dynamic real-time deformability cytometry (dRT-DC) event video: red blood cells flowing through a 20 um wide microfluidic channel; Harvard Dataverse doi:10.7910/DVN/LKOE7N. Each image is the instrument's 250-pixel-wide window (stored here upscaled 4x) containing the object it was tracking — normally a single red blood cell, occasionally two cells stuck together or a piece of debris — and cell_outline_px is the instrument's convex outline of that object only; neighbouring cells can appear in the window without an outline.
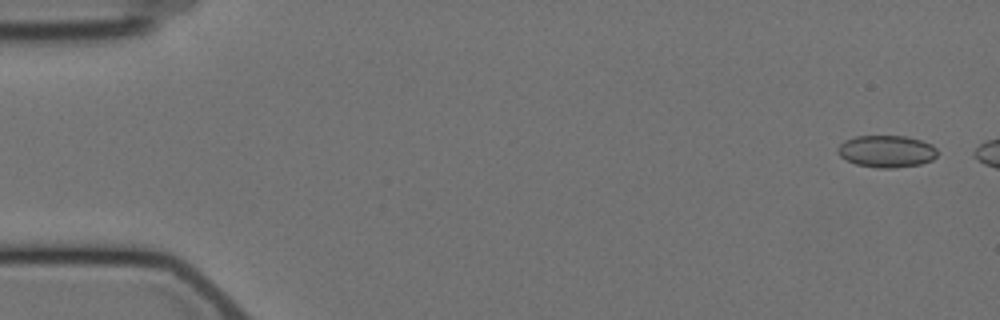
{"species": "Egyptian fruit bat (a non-hibernating species)", "species_latin": "Rousettus aegyptiacus", "temperature_condition": "cold", "stored_images_in_passage": 3, "camera_frame_rate_fps": 3000, "um_per_image_px": 0.085, "animal": {"sex": "female"}, "frame": {"image": 1, "passage_image": 1, "time_ms": 0.0, "image_size_px": [1000, 320], "cell_outline_px": [[936, 156], [932, 160], [920, 164], [892, 168], [876, 168], [856, 164], [840, 156], [836, 152], [836, 148], [844, 140], [856, 136], [908, 136], [932, 144], [936, 148]], "centroid_in_image_um": [75.33, 12.86], "position_along_channel_um": 9.7, "area_um2": 18.67}}